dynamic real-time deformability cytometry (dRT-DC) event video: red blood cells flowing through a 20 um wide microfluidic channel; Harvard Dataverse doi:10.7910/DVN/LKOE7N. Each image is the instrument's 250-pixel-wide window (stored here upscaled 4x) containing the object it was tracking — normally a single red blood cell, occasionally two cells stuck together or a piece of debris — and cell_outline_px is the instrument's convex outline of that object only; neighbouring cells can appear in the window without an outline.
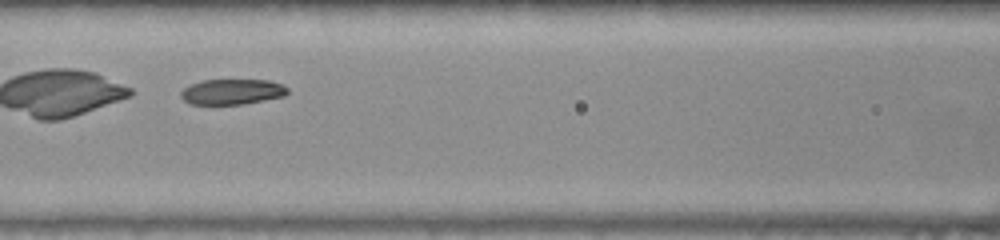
{"species": "common noctule bat (a hibernating species)", "species_latin": "Nyctalus noctula", "temperature_condition": "warm", "stored_images_in_passage": 36, "camera_frame_rate_fps": 3000, "um_per_image_px": 0.085, "animal": {"sex": "female", "body_mass_g": 22.0, "forearm_length_mm": 56.7}, "frame": {"image": 1, "passage_image": 14, "time_ms": 4.333, "image_size_px": [1000, 240], "cell_outline_px": [[288, 92], [284, 96], [264, 100], [240, 104], [192, 104], [184, 100], [180, 96], [180, 92], [184, 88], [192, 84], [204, 80], [268, 80], [280, 84], [288, 88]], "centroid_in_image_um": [19.72, 7.8], "position_along_channel_um": 146.9, "area_um2": 15.61}}
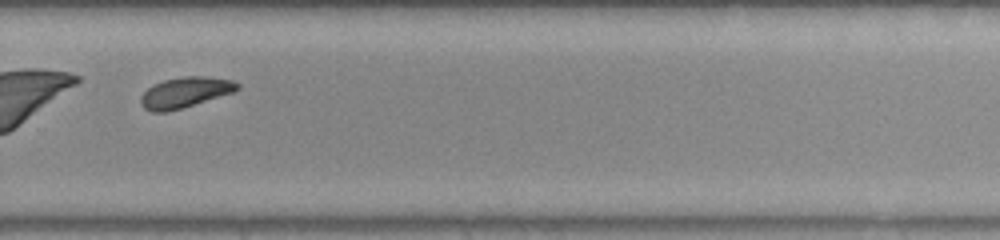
{"frame": {"image": 2, "passage_image": 27, "time_ms": 8.667, "image_size_px": [1000, 240], "cell_outline_px": [[240, 88], [232, 92], [180, 108], [164, 112], [152, 112], [144, 108], [140, 104], [140, 96], [148, 88], [164, 80], [184, 76], [204, 76], [232, 80], [240, 84]], "centroid_in_image_um": [15.7, 7.84], "position_along_channel_um": 314.1, "area_um2": 16.82}}
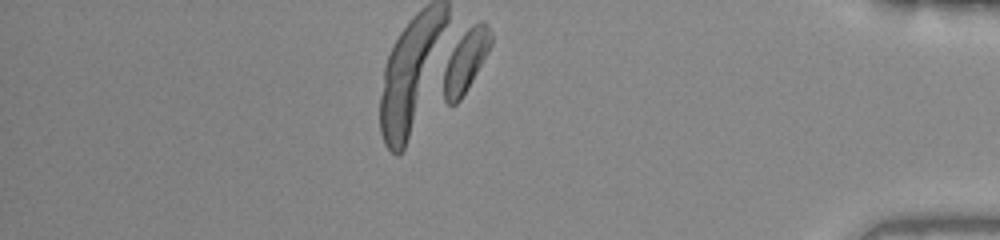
{"frame": {"image": 3, "passage_image": 36, "time_ms": 11.667, "image_size_px": [1000, 240], "cell_outline_px": [[492, 44], [488, 52], [472, 80], [460, 100], [456, 104], [448, 104], [444, 100], [444, 68], [464, 28], [480, 20], [484, 20], [488, 24], [492, 32]], "centroid_in_image_um": [39.63, 5.11], "position_along_channel_um": 395.6, "area_um2": 16.99}, "authors_computed_cell_mechanics": {"area_um2": 17.1088, "velocity_mm_per_s": 3.865, "shape_relaxation_time_tau1_ms": 4.3069, "shape_relaxation_time_tau2_ms": 2.8165, "deformation_change_tau1": 0.1272, "deformation_change_tau2": 0.0761}}